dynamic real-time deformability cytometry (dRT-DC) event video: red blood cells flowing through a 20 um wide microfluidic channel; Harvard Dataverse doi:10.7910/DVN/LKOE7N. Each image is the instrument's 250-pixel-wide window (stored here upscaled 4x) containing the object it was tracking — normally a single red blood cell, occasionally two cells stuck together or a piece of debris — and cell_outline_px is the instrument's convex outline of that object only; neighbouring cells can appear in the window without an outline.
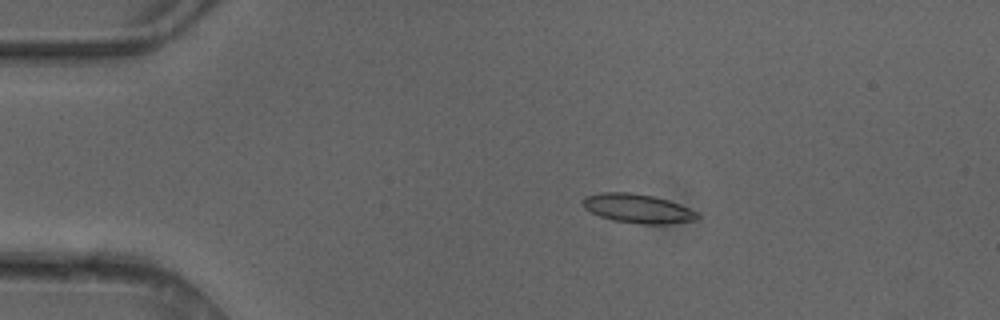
{"species": "common noctule bat (a hibernating species)", "species_latin": "Nyctalus noctula", "temperature_condition": "cold", "stored_images_in_passage": 4, "camera_frame_rate_fps": 3000, "um_per_image_px": 0.085, "animal": {"sex": "female"}, "frame": {"image": 1, "passage_image": 3, "time_ms": 0.667, "image_size_px": [1000, 320], "cell_outline_px": [[700, 220], [660, 224], [640, 224], [612, 220], [600, 216], [584, 208], [584, 196], [600, 192], [628, 192], [652, 196], [668, 200], [680, 204], [700, 212]], "centroid_in_image_um": [54.26, 17.73], "position_along_channel_um": 30.7, "area_um2": 19.48}}